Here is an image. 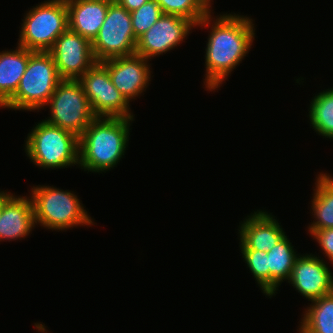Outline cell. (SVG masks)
Here are the masks:
<instances>
[{
    "instance_id": "1",
    "label": "cell",
    "mask_w": 333,
    "mask_h": 333,
    "mask_svg": "<svg viewBox=\"0 0 333 333\" xmlns=\"http://www.w3.org/2000/svg\"><path fill=\"white\" fill-rule=\"evenodd\" d=\"M212 15L210 12L196 25L211 30L205 48L204 75L205 88L210 92L222 86L249 53L255 40V24L247 15L223 13L216 18Z\"/></svg>"
},
{
    "instance_id": "2",
    "label": "cell",
    "mask_w": 333,
    "mask_h": 333,
    "mask_svg": "<svg viewBox=\"0 0 333 333\" xmlns=\"http://www.w3.org/2000/svg\"><path fill=\"white\" fill-rule=\"evenodd\" d=\"M134 119L96 117L79 138V166L94 173L109 171L124 157Z\"/></svg>"
},
{
    "instance_id": "3",
    "label": "cell",
    "mask_w": 333,
    "mask_h": 333,
    "mask_svg": "<svg viewBox=\"0 0 333 333\" xmlns=\"http://www.w3.org/2000/svg\"><path fill=\"white\" fill-rule=\"evenodd\" d=\"M30 192L36 225L52 231L95 225L94 219H91L73 191L35 185Z\"/></svg>"
},
{
    "instance_id": "4",
    "label": "cell",
    "mask_w": 333,
    "mask_h": 333,
    "mask_svg": "<svg viewBox=\"0 0 333 333\" xmlns=\"http://www.w3.org/2000/svg\"><path fill=\"white\" fill-rule=\"evenodd\" d=\"M24 147L30 162L41 169L79 166V138L44 120L28 133Z\"/></svg>"
},
{
    "instance_id": "5",
    "label": "cell",
    "mask_w": 333,
    "mask_h": 333,
    "mask_svg": "<svg viewBox=\"0 0 333 333\" xmlns=\"http://www.w3.org/2000/svg\"><path fill=\"white\" fill-rule=\"evenodd\" d=\"M61 80L49 52L29 50L28 64L19 86L2 108L39 112Z\"/></svg>"
},
{
    "instance_id": "6",
    "label": "cell",
    "mask_w": 333,
    "mask_h": 333,
    "mask_svg": "<svg viewBox=\"0 0 333 333\" xmlns=\"http://www.w3.org/2000/svg\"><path fill=\"white\" fill-rule=\"evenodd\" d=\"M18 45L30 51L48 52L68 29L66 0H47L30 8L22 19Z\"/></svg>"
},
{
    "instance_id": "7",
    "label": "cell",
    "mask_w": 333,
    "mask_h": 333,
    "mask_svg": "<svg viewBox=\"0 0 333 333\" xmlns=\"http://www.w3.org/2000/svg\"><path fill=\"white\" fill-rule=\"evenodd\" d=\"M45 106L51 115L44 121L78 138L96 118L79 80L62 79Z\"/></svg>"
},
{
    "instance_id": "8",
    "label": "cell",
    "mask_w": 333,
    "mask_h": 333,
    "mask_svg": "<svg viewBox=\"0 0 333 333\" xmlns=\"http://www.w3.org/2000/svg\"><path fill=\"white\" fill-rule=\"evenodd\" d=\"M136 43L130 12L118 2L110 3L104 23L92 41L96 62L134 55Z\"/></svg>"
},
{
    "instance_id": "9",
    "label": "cell",
    "mask_w": 333,
    "mask_h": 333,
    "mask_svg": "<svg viewBox=\"0 0 333 333\" xmlns=\"http://www.w3.org/2000/svg\"><path fill=\"white\" fill-rule=\"evenodd\" d=\"M96 117L134 119L130 102L112 84L107 68L96 62L79 79Z\"/></svg>"
},
{
    "instance_id": "10",
    "label": "cell",
    "mask_w": 333,
    "mask_h": 333,
    "mask_svg": "<svg viewBox=\"0 0 333 333\" xmlns=\"http://www.w3.org/2000/svg\"><path fill=\"white\" fill-rule=\"evenodd\" d=\"M196 25L185 17L162 14L160 18L137 39L136 55L153 59L166 54L183 43Z\"/></svg>"
},
{
    "instance_id": "11",
    "label": "cell",
    "mask_w": 333,
    "mask_h": 333,
    "mask_svg": "<svg viewBox=\"0 0 333 333\" xmlns=\"http://www.w3.org/2000/svg\"><path fill=\"white\" fill-rule=\"evenodd\" d=\"M48 52L61 79L78 80L96 63L92 42L69 28L55 40Z\"/></svg>"
},
{
    "instance_id": "12",
    "label": "cell",
    "mask_w": 333,
    "mask_h": 333,
    "mask_svg": "<svg viewBox=\"0 0 333 333\" xmlns=\"http://www.w3.org/2000/svg\"><path fill=\"white\" fill-rule=\"evenodd\" d=\"M327 265L319 255L300 254L294 262L288 283L308 301L319 299L333 292V273Z\"/></svg>"
},
{
    "instance_id": "13",
    "label": "cell",
    "mask_w": 333,
    "mask_h": 333,
    "mask_svg": "<svg viewBox=\"0 0 333 333\" xmlns=\"http://www.w3.org/2000/svg\"><path fill=\"white\" fill-rule=\"evenodd\" d=\"M149 59L139 55L117 57L102 61L107 68L112 84L130 102L140 96L151 81Z\"/></svg>"
},
{
    "instance_id": "14",
    "label": "cell",
    "mask_w": 333,
    "mask_h": 333,
    "mask_svg": "<svg viewBox=\"0 0 333 333\" xmlns=\"http://www.w3.org/2000/svg\"><path fill=\"white\" fill-rule=\"evenodd\" d=\"M238 228L240 249L268 252L286 236L277 218L265 210L247 215Z\"/></svg>"
},
{
    "instance_id": "15",
    "label": "cell",
    "mask_w": 333,
    "mask_h": 333,
    "mask_svg": "<svg viewBox=\"0 0 333 333\" xmlns=\"http://www.w3.org/2000/svg\"><path fill=\"white\" fill-rule=\"evenodd\" d=\"M33 202L30 195L16 196L2 191V214L0 218V241L27 238L35 229Z\"/></svg>"
},
{
    "instance_id": "16",
    "label": "cell",
    "mask_w": 333,
    "mask_h": 333,
    "mask_svg": "<svg viewBox=\"0 0 333 333\" xmlns=\"http://www.w3.org/2000/svg\"><path fill=\"white\" fill-rule=\"evenodd\" d=\"M68 28L91 42L104 23L110 3L98 0H66Z\"/></svg>"
},
{
    "instance_id": "17",
    "label": "cell",
    "mask_w": 333,
    "mask_h": 333,
    "mask_svg": "<svg viewBox=\"0 0 333 333\" xmlns=\"http://www.w3.org/2000/svg\"><path fill=\"white\" fill-rule=\"evenodd\" d=\"M28 59L29 50L18 44L16 50L0 52V108L15 94Z\"/></svg>"
},
{
    "instance_id": "18",
    "label": "cell",
    "mask_w": 333,
    "mask_h": 333,
    "mask_svg": "<svg viewBox=\"0 0 333 333\" xmlns=\"http://www.w3.org/2000/svg\"><path fill=\"white\" fill-rule=\"evenodd\" d=\"M316 178L310 209L314 220L307 226L309 235L314 230L333 228V177L321 172Z\"/></svg>"
},
{
    "instance_id": "19",
    "label": "cell",
    "mask_w": 333,
    "mask_h": 333,
    "mask_svg": "<svg viewBox=\"0 0 333 333\" xmlns=\"http://www.w3.org/2000/svg\"><path fill=\"white\" fill-rule=\"evenodd\" d=\"M286 235L267 252L269 267V298L276 295L282 282L289 280L296 258L300 255Z\"/></svg>"
},
{
    "instance_id": "20",
    "label": "cell",
    "mask_w": 333,
    "mask_h": 333,
    "mask_svg": "<svg viewBox=\"0 0 333 333\" xmlns=\"http://www.w3.org/2000/svg\"><path fill=\"white\" fill-rule=\"evenodd\" d=\"M304 308L299 333H333V292Z\"/></svg>"
},
{
    "instance_id": "21",
    "label": "cell",
    "mask_w": 333,
    "mask_h": 333,
    "mask_svg": "<svg viewBox=\"0 0 333 333\" xmlns=\"http://www.w3.org/2000/svg\"><path fill=\"white\" fill-rule=\"evenodd\" d=\"M310 126L328 139H333V87L315 94L308 109Z\"/></svg>"
},
{
    "instance_id": "22",
    "label": "cell",
    "mask_w": 333,
    "mask_h": 333,
    "mask_svg": "<svg viewBox=\"0 0 333 333\" xmlns=\"http://www.w3.org/2000/svg\"><path fill=\"white\" fill-rule=\"evenodd\" d=\"M163 14L185 17L197 25L212 12L213 0H155Z\"/></svg>"
},
{
    "instance_id": "23",
    "label": "cell",
    "mask_w": 333,
    "mask_h": 333,
    "mask_svg": "<svg viewBox=\"0 0 333 333\" xmlns=\"http://www.w3.org/2000/svg\"><path fill=\"white\" fill-rule=\"evenodd\" d=\"M243 260L247 264L255 281L265 296L269 297V267L267 252L253 249H240Z\"/></svg>"
},
{
    "instance_id": "24",
    "label": "cell",
    "mask_w": 333,
    "mask_h": 333,
    "mask_svg": "<svg viewBox=\"0 0 333 333\" xmlns=\"http://www.w3.org/2000/svg\"><path fill=\"white\" fill-rule=\"evenodd\" d=\"M162 14L161 8L155 0H149L140 8L130 12L135 38L138 39L148 31Z\"/></svg>"
},
{
    "instance_id": "25",
    "label": "cell",
    "mask_w": 333,
    "mask_h": 333,
    "mask_svg": "<svg viewBox=\"0 0 333 333\" xmlns=\"http://www.w3.org/2000/svg\"><path fill=\"white\" fill-rule=\"evenodd\" d=\"M310 236L319 244L324 257L333 264V228L314 230Z\"/></svg>"
},
{
    "instance_id": "26",
    "label": "cell",
    "mask_w": 333,
    "mask_h": 333,
    "mask_svg": "<svg viewBox=\"0 0 333 333\" xmlns=\"http://www.w3.org/2000/svg\"><path fill=\"white\" fill-rule=\"evenodd\" d=\"M149 0H118V3L127 9L129 12H132L140 8L143 4Z\"/></svg>"
},
{
    "instance_id": "27",
    "label": "cell",
    "mask_w": 333,
    "mask_h": 333,
    "mask_svg": "<svg viewBox=\"0 0 333 333\" xmlns=\"http://www.w3.org/2000/svg\"><path fill=\"white\" fill-rule=\"evenodd\" d=\"M35 329L41 333H48V330L46 329L45 324H42L41 322L39 323H34Z\"/></svg>"
},
{
    "instance_id": "28",
    "label": "cell",
    "mask_w": 333,
    "mask_h": 333,
    "mask_svg": "<svg viewBox=\"0 0 333 333\" xmlns=\"http://www.w3.org/2000/svg\"><path fill=\"white\" fill-rule=\"evenodd\" d=\"M2 214V191L0 190V218Z\"/></svg>"
},
{
    "instance_id": "29",
    "label": "cell",
    "mask_w": 333,
    "mask_h": 333,
    "mask_svg": "<svg viewBox=\"0 0 333 333\" xmlns=\"http://www.w3.org/2000/svg\"><path fill=\"white\" fill-rule=\"evenodd\" d=\"M98 1H104V2H107V3H115V2H118V0H98Z\"/></svg>"
}]
</instances>
